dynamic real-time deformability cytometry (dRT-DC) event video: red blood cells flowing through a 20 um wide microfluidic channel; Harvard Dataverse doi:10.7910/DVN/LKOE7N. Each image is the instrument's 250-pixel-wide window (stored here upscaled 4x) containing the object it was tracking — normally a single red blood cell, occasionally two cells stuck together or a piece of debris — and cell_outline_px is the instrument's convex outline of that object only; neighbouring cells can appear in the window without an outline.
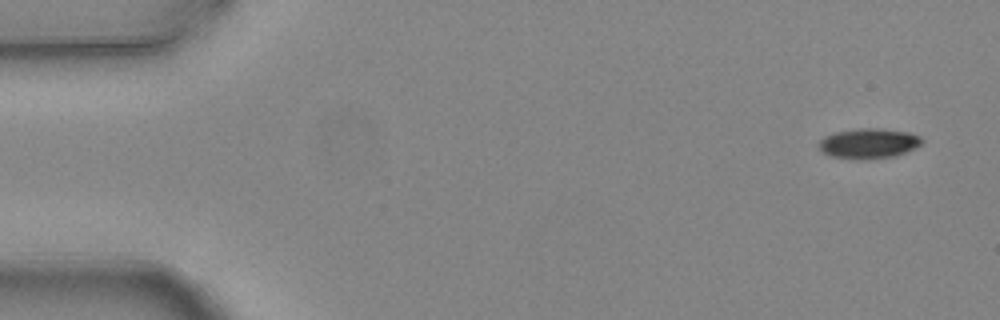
{"species": "common noctule bat (a hibernating species)", "species_latin": "Nyctalus noctula", "temperature_condition": "warm", "stored_images_in_passage": 2, "camera_frame_rate_fps": 3000, "um_per_image_px": 0.085, "animal": {"sex": "female", "body_mass_g": 24.6, "forearm_length_mm": 56.2}, "frame": {"image": 1, "passage_image": 2, "time_ms": 0.333, "image_size_px": [1000, 320], "cell_outline_px": [[924, 140], [920, 144], [896, 156], [832, 156], [824, 152], [816, 144], [824, 136], [836, 132], [860, 128], [876, 128], [908, 132], [920, 136]], "centroid_in_image_um": [73.84, 12.12], "position_along_channel_um": 11.2, "area_um2": 16.99}}